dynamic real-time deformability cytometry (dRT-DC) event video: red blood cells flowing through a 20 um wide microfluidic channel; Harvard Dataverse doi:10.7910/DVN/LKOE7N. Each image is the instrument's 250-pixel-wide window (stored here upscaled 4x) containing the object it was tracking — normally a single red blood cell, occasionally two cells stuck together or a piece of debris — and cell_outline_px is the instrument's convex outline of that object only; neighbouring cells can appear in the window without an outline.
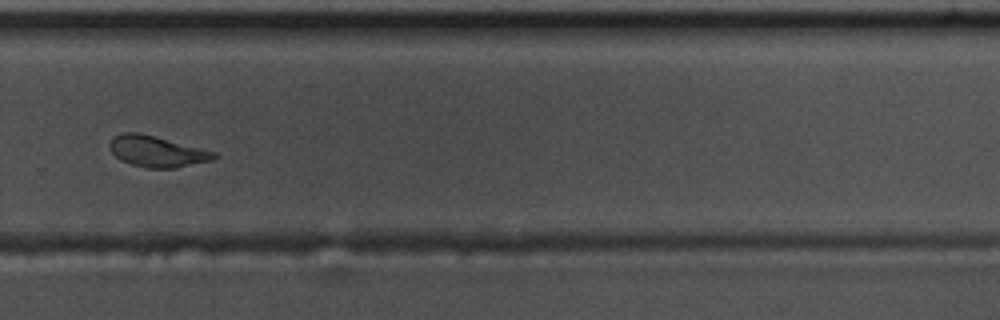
{"species": "common noctule bat (a hibernating species)", "species_latin": "Nyctalus noctula", "temperature_condition": "warm", "stored_images_in_passage": 45, "camera_frame_rate_fps": 3000, "um_per_image_px": 0.085, "animal": {"sex": "male", "body_mass_g": 17.5, "forearm_length_mm": 52.3}, "frame": {"image": 1, "passage_image": 38, "time_ms": 12.333, "image_size_px": [1000, 320], "cell_outline_px": [[220, 156], [212, 160], [176, 168], [148, 168], [132, 164], [120, 160], [108, 148], [108, 144], [112, 136], [120, 132], [140, 132], [156, 136], [216, 152]], "centroid_in_image_um": [13.31, 12.85], "position_along_channel_um": 316.5, "area_um2": 19.13}, "authors_computed_cell_mechanics": {"area_um2": 18.9584, "velocity_mm_per_s": 3.6579, "shape_relaxation_time_tau1_ms": 3.2984, "shape_relaxation_time_tau2_ms": 1.5135, "deformation_change_tau1": 0.1384, "deformation_change_tau2": 0.0828}}